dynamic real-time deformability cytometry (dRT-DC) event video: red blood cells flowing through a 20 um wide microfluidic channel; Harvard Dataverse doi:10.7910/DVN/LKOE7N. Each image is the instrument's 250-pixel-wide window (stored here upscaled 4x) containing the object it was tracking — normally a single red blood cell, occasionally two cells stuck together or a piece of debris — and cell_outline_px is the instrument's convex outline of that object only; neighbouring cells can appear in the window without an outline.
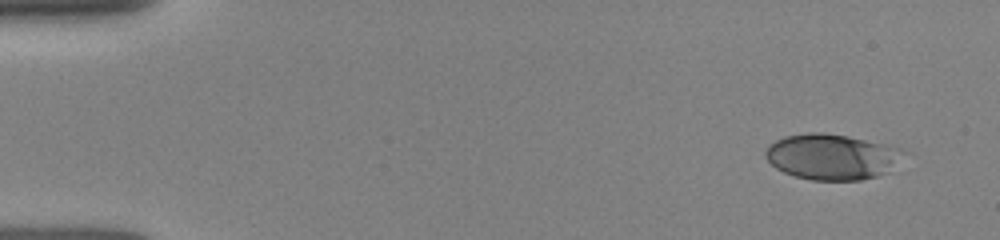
{"species": "human", "species_latin": "Homo sapiens", "temperature_condition": "room temperature", "stored_images_in_passage": 6, "camera_frame_rate_fps": 3000, "um_per_image_px": 0.085, "donor": {"sex": "female"}, "frame": {"image": 1, "passage_image": 1, "time_ms": 0.0, "image_size_px": [1000, 240], "cell_outline_px": [[900, 152], [888, 172], [876, 176], [860, 180], [812, 180], [796, 176], [784, 172], [776, 168], [764, 156], [764, 152], [776, 140], [784, 136], [808, 132], [824, 132], [848, 136], [884, 144], [900, 148]], "centroid_in_image_um": [70.61, 13.32], "position_along_channel_um": 14.4, "area_um2": 36.01}}